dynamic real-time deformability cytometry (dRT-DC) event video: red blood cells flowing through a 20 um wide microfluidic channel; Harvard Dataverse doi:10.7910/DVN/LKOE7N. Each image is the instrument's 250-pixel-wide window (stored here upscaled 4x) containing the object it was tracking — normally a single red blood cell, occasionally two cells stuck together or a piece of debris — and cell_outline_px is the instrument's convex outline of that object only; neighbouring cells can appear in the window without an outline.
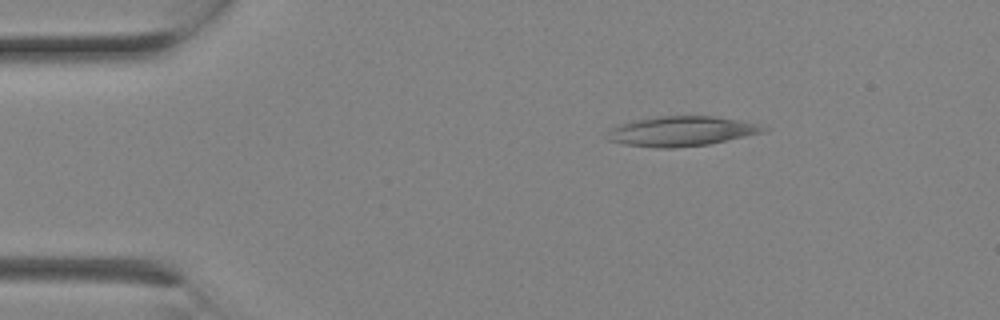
{"species": "Egyptian fruit bat (a non-hibernating species)", "species_latin": "Rousettus aegyptiacus", "temperature_condition": "room temperature", "stored_images_in_passage": 2, "camera_frame_rate_fps": 3000, "um_per_image_px": 0.085, "animal": {"sex": "female"}, "frame": {"image": 1, "passage_image": 2, "time_ms": 0.333, "image_size_px": [1000, 320], "cell_outline_px": [[768, 128], [764, 132], [708, 144], [672, 148], [656, 148], [624, 144], [608, 140], [608, 132], [612, 128], [636, 120], [660, 116], [712, 116], [736, 120], [756, 124]], "centroid_in_image_um": [57.91, 11.16], "position_along_channel_um": 27.1, "area_um2": 26.53}}